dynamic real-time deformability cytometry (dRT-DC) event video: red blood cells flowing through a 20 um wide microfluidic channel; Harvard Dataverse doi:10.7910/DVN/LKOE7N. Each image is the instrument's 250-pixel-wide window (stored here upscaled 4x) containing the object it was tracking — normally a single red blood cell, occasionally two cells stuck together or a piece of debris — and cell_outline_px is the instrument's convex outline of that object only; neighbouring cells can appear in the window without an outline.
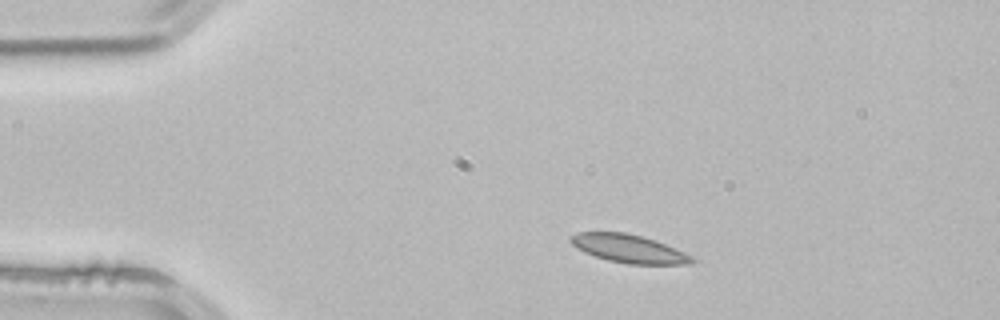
{"species": "common noctule bat (a hibernating species)", "species_latin": "Nyctalus noctula", "temperature_condition": "room temperature", "stored_images_in_passage": 2, "camera_frame_rate_fps": 3000, "um_per_image_px": 0.085, "animal": {"sex": "male", "body_mass_g": 21.5, "forearm_length_mm": 52.0}, "frame": {"image": 1, "passage_image": 1, "time_ms": 0.0, "image_size_px": [1000, 320], "cell_outline_px": [[696, 260], [692, 264], [628, 264], [608, 260], [584, 252], [576, 248], [568, 240], [568, 236], [576, 232], [624, 232], [640, 236], [664, 244], [684, 252], [692, 256]], "centroid_in_image_um": [53.4, 21.13], "position_along_channel_um": 31.6, "area_um2": 19.83}}